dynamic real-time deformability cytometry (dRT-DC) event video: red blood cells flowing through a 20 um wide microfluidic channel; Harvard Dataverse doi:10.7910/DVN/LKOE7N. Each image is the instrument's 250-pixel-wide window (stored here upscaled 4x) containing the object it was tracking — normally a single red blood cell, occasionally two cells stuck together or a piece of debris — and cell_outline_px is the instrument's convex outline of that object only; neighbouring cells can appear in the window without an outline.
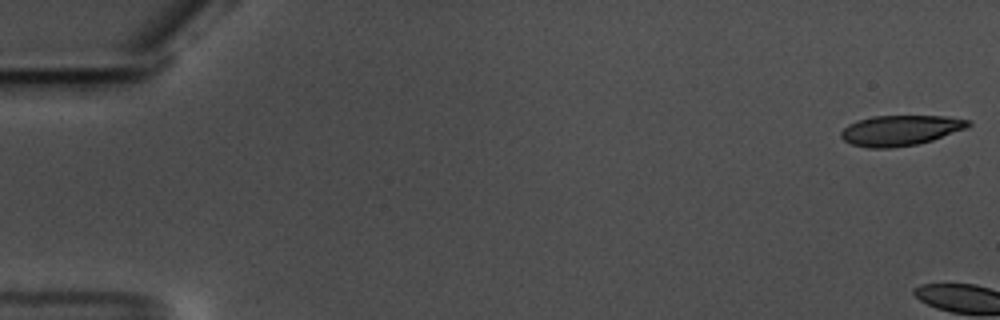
{"species": "common noctule bat (a hibernating species)", "species_latin": "Nyctalus noctula", "temperature_condition": "warm", "stored_images_in_passage": 4, "camera_frame_rate_fps": 3000, "um_per_image_px": 0.085, "animal": {"sex": "male", "body_mass_g": 17.5, "forearm_length_mm": 52.3}, "frame": {"image": 1, "passage_image": 1, "time_ms": 0.0, "image_size_px": [1000, 320], "cell_outline_px": [[972, 124], [968, 128], [932, 140], [916, 144], [892, 148], [868, 148], [852, 144], [844, 140], [840, 136], [840, 132], [848, 124], [872, 116], [948, 116], [972, 120]], "centroid_in_image_um": [76.57, 11.08], "position_along_channel_um": 8.4, "area_um2": 22.6}}